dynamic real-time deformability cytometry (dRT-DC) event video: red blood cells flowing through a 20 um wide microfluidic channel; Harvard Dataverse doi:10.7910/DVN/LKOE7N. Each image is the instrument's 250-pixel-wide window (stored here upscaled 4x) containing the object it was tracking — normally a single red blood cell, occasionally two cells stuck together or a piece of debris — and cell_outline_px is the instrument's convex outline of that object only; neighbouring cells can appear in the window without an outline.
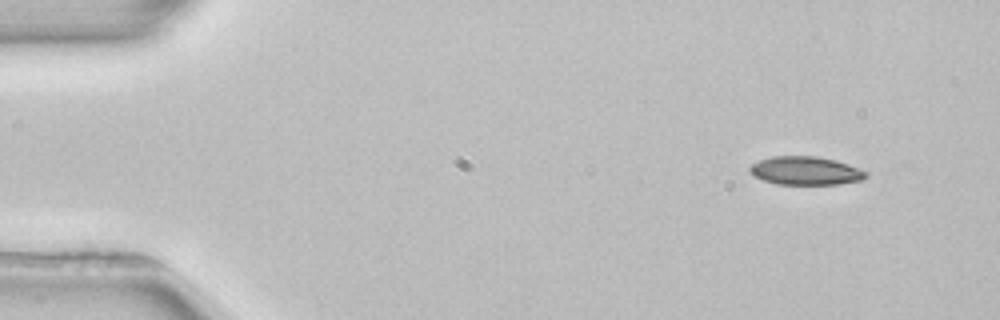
{"species": "common noctule bat (a hibernating species)", "species_latin": "Nyctalus noctula", "temperature_condition": "room temperature", "stored_images_in_passage": 5, "camera_frame_rate_fps": 3000, "um_per_image_px": 0.085, "animal": {"sex": "female", "body_mass_g": 22.7, "forearm_length_mm": 54.2}, "frame": {"image": 1, "passage_image": 1, "time_ms": 0.0, "image_size_px": [1000, 320], "cell_outline_px": [[868, 176], [864, 180], [840, 184], [776, 184], [752, 176], [748, 172], [748, 168], [752, 164], [760, 160], [772, 156], [816, 156], [836, 160], [848, 164], [868, 172]], "centroid_in_image_um": [68.47, 14.51], "position_along_channel_um": 16.5, "area_um2": 19.42}}
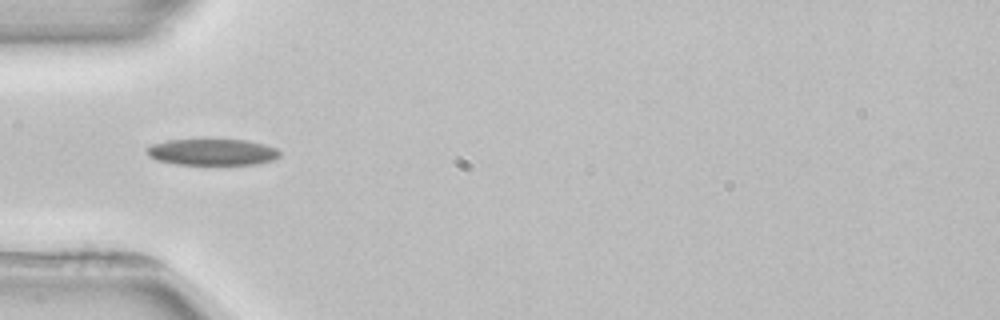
{"frame": {"image": 2, "passage_image": 4, "time_ms": 4.0, "image_size_px": [1000, 320], "cell_outline_px": [[280, 156], [272, 160], [256, 164], [176, 164], [156, 160], [148, 156], [144, 148], [152, 144], [168, 140], [248, 140], [264, 144], [276, 148], [280, 152]], "centroid_in_image_um": [18.01, 12.92], "position_along_channel_um": 67.0, "area_um2": 20.4}}